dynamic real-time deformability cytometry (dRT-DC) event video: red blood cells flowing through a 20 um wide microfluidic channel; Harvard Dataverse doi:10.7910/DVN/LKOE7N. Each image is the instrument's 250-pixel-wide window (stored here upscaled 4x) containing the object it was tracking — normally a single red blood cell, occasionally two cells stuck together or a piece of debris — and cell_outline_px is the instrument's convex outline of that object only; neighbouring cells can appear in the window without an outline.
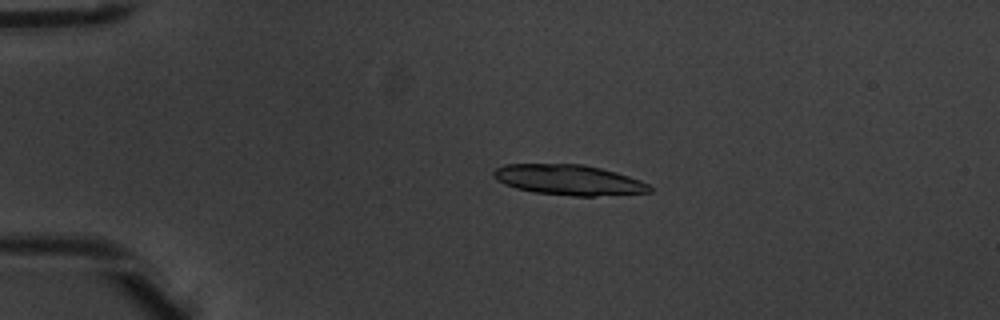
{"species": "common noctule bat (a hibernating species)", "species_latin": "Nyctalus noctula", "temperature_condition": "warm", "stored_images_in_passage": 6, "camera_frame_rate_fps": 3000, "um_per_image_px": 0.085, "animal": {"sex": "male", "body_mass_g": 20.1, "forearm_length_mm": 53.5}, "frame": {"image": 1, "passage_image": 4, "time_ms": 1.0, "image_size_px": [1000, 320], "cell_outline_px": [[652, 192], [596, 196], [572, 196], [532, 192], [516, 188], [504, 184], [496, 180], [492, 176], [492, 172], [496, 168], [504, 164], [584, 164], [616, 172], [640, 180], [648, 184], [652, 188]], "centroid_in_image_um": [48.31, 15.29], "position_along_channel_um": 36.7, "area_um2": 27.74}}